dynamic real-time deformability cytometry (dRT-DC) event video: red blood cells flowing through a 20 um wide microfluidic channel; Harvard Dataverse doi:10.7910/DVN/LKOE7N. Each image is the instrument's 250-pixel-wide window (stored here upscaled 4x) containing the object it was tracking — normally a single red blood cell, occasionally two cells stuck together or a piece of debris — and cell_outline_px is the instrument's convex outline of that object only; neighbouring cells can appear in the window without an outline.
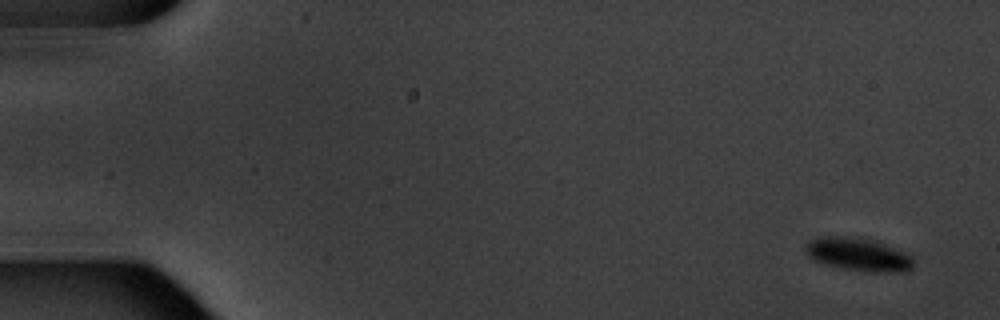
{"species": "common noctule bat (a hibernating species)", "species_latin": "Nyctalus noctula", "temperature_condition": "warm", "stored_images_in_passage": 7, "camera_frame_rate_fps": 3000, "um_per_image_px": 0.085, "animal": {"sex": "male", "body_mass_g": 20.1, "forearm_length_mm": 53.5}, "frame": {"image": 1, "passage_image": 1, "time_ms": 0.0, "image_size_px": [1000, 320], "cell_outline_px": [[912, 268], [900, 272], [844, 268], [828, 264], [816, 260], [808, 256], [804, 248], [808, 240], [820, 236], [840, 236], [872, 240], [884, 244], [908, 256], [912, 260]], "centroid_in_image_um": [72.85, 21.59], "position_along_channel_um": 12.2, "area_um2": 19.71}}
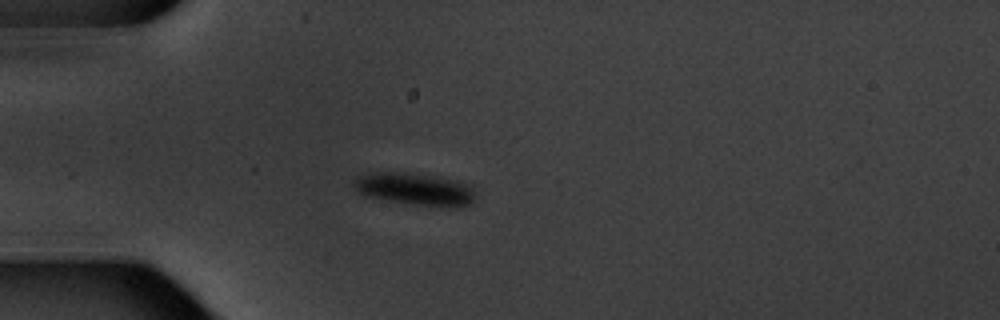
{"frame": {"image": 2, "passage_image": 5, "time_ms": 4.667, "image_size_px": [1000, 320], "cell_outline_px": [[476, 196], [472, 204], [460, 208], [448, 208], [404, 204], [364, 196], [356, 192], [352, 184], [352, 180], [356, 176], [368, 172], [404, 172], [460, 180], [472, 184], [476, 192]], "centroid_in_image_um": [35.3, 16.1], "position_along_channel_um": 49.7, "area_um2": 24.22}}
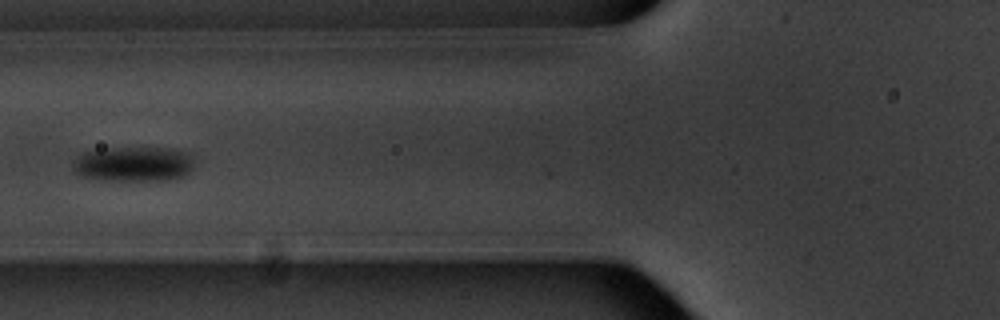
{"frame": {"image": 3, "passage_image": 7, "time_ms": 7.0, "image_size_px": [1000, 320], "cell_outline_px": [[192, 168], [184, 176], [176, 180], [88, 180], [76, 176], [72, 172], [72, 164], [84, 152], [116, 148], [168, 148], [188, 152], [192, 160]], "centroid_in_image_um": [11.3, 13.98], "position_along_channel_um": 114.5, "area_um2": 24.97}}